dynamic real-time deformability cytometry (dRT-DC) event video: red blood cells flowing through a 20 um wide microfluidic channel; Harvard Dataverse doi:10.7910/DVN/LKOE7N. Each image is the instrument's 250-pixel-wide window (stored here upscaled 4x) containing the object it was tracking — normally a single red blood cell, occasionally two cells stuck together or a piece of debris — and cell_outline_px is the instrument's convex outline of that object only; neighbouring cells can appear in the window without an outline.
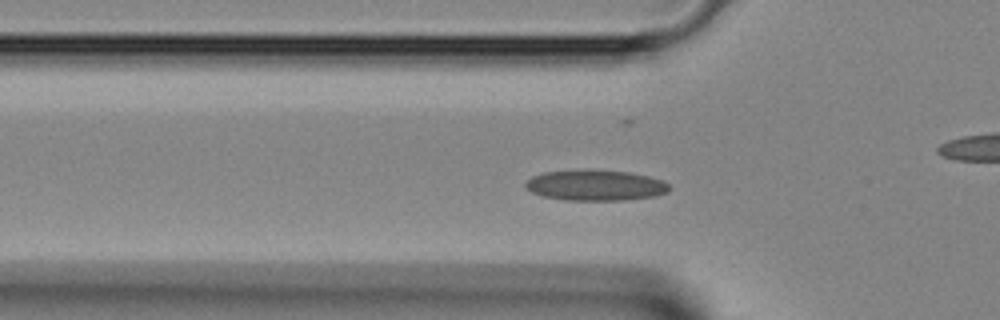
{"species": "Egyptian fruit bat (a non-hibernating species)", "species_latin": "Rousettus aegyptiacus", "temperature_condition": "room temperature", "stored_images_in_passage": 34, "camera_frame_rate_fps": 3000, "um_per_image_px": 0.085, "animal": {"sex": "female"}, "frame": {"image": 1, "passage_image": 2, "time_ms": 0.333, "image_size_px": [1000, 320], "cell_outline_px": [[672, 188], [668, 192], [652, 196], [624, 200], [568, 200], [544, 196], [532, 192], [524, 188], [524, 184], [532, 176], [544, 172], [628, 172], [648, 176], [664, 180]], "centroid_in_image_um": [50.65, 15.79], "position_along_channel_um": 75.2, "area_um2": 24.8}}
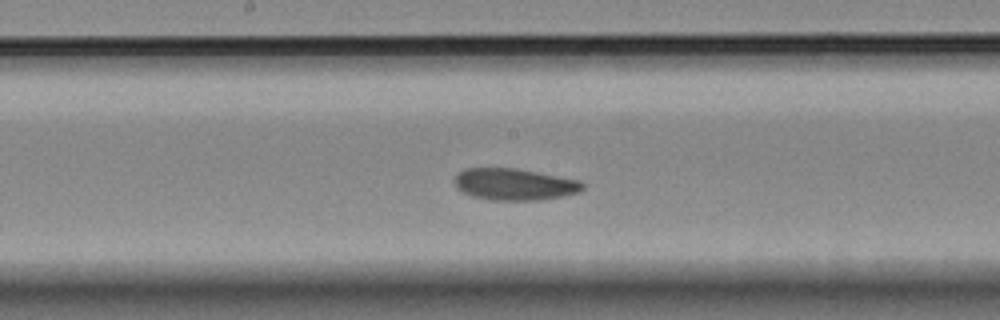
{"frame": {"image": 2, "passage_image": 11, "time_ms": 3.333, "image_size_px": [1000, 320], "cell_outline_px": [[584, 188], [580, 192], [564, 196], [544, 200], [492, 200], [472, 196], [456, 188], [456, 176], [464, 168], [516, 168], [580, 180], [584, 184]], "centroid_in_image_um": [43.77, 15.67], "position_along_channel_um": 204.4, "area_um2": 23.7}}
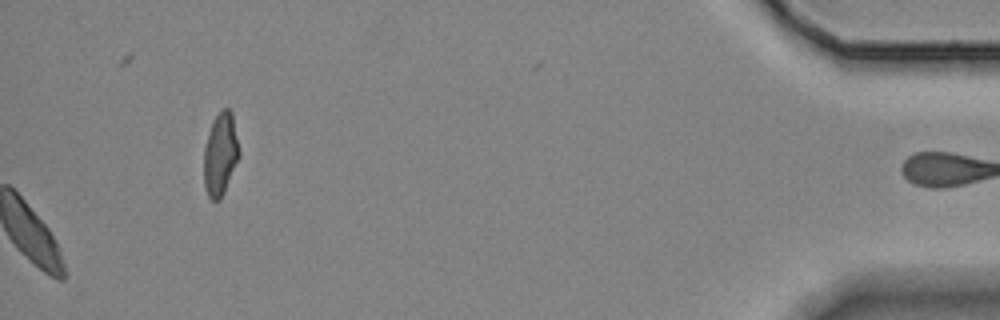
{"frame": {"image": 3, "passage_image": 34, "time_ms": 11.0, "image_size_px": [1000, 320], "cell_outline_px": [[240, 156], [224, 192], [220, 200], [212, 200], [208, 196], [204, 188], [204, 148], [208, 132], [216, 116], [224, 108], [228, 108], [232, 112], [240, 148]], "centroid_in_image_um": [18.74, 13.12], "position_along_channel_um": 416.5, "area_um2": 17.11}}